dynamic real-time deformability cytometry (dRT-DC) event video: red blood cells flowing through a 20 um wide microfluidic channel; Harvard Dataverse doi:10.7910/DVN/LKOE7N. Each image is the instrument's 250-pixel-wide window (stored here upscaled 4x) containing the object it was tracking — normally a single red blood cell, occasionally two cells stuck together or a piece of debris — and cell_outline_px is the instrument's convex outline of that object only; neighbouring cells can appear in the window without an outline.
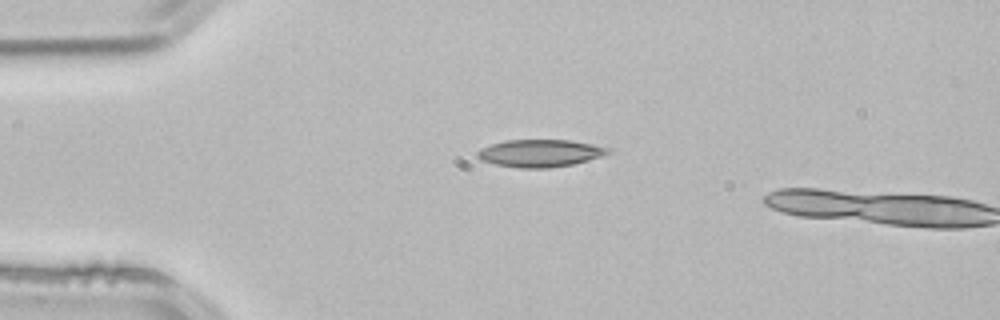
{"species": "common noctule bat (a hibernating species)", "species_latin": "Nyctalus noctula", "temperature_condition": "room temperature", "stored_images_in_passage": 3, "camera_frame_rate_fps": 3000, "um_per_image_px": 0.085, "animal": {"sex": "male", "body_mass_g": 21.5, "forearm_length_mm": 52.0}, "frame": {"image": 1, "passage_image": 2, "time_ms": 0.333, "image_size_px": [1000, 320], "cell_outline_px": [[612, 152], [588, 160], [572, 164], [548, 168], [520, 168], [496, 164], [480, 160], [476, 156], [476, 152], [480, 148], [504, 140], [572, 140], [612, 148]], "centroid_in_image_um": [45.9, 13.01], "position_along_channel_um": 39.1, "area_um2": 20.92}}